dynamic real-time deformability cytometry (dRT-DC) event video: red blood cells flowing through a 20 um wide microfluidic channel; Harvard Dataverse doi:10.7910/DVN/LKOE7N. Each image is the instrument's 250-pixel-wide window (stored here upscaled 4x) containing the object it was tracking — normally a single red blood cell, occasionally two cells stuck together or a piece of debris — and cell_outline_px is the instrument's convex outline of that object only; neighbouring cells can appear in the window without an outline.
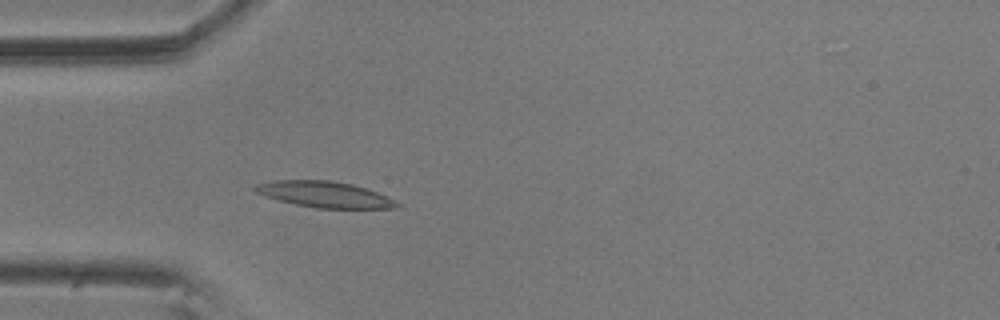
{"species": "common noctule bat (a hibernating species)", "species_latin": "Nyctalus noctula", "temperature_condition": "room temperature", "stored_images_in_passage": 57, "camera_frame_rate_fps": 3000, "um_per_image_px": 0.085, "animal": {"sex": "male", "body_mass_g": 20.5, "forearm_length_mm": 52.5}, "frame": {"image": 1, "passage_image": 16, "time_ms": 5.0, "image_size_px": [1000, 320], "cell_outline_px": [[400, 204], [396, 208], [316, 208], [296, 204], [264, 196], [256, 192], [252, 188], [256, 184], [272, 180], [328, 180], [352, 184], [376, 192], [396, 200]], "centroid_in_image_um": [27.56, 16.52], "position_along_channel_um": 57.4, "area_um2": 21.33}}
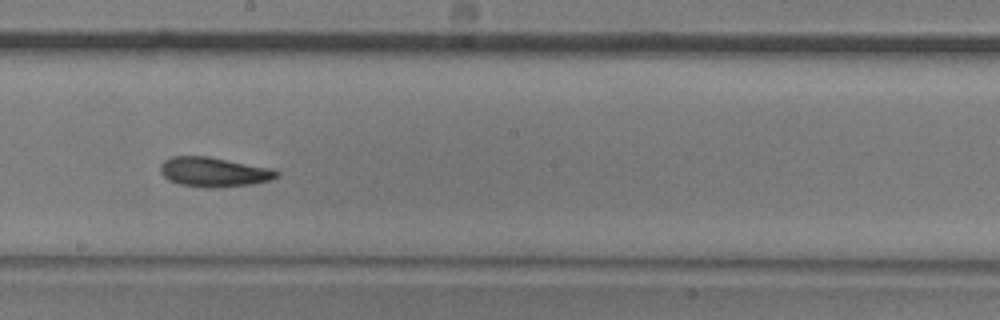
{"frame": {"image": 2, "passage_image": 31, "time_ms": 10.0, "image_size_px": [1000, 320], "cell_outline_px": [[280, 176], [272, 180], [252, 184], [204, 188], [180, 184], [168, 180], [160, 172], [160, 164], [164, 160], [172, 156], [208, 156], [272, 168], [280, 172]], "centroid_in_image_um": [18.19, 14.61], "position_along_channel_um": 230.0, "area_um2": 20.17}}
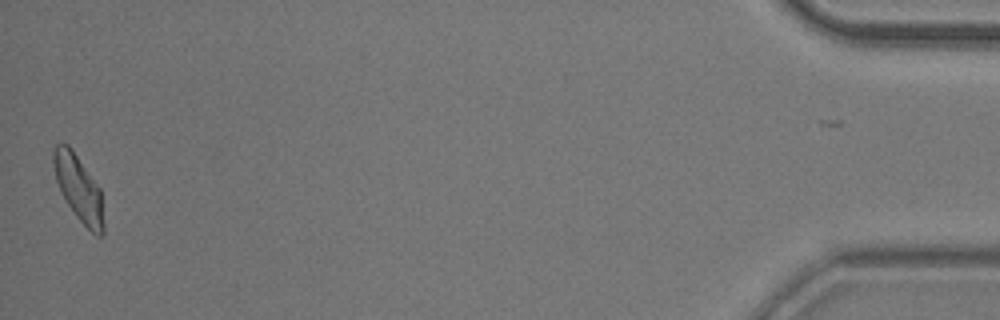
{"frame": {"image": 3, "passage_image": 56, "time_ms": 18.333, "image_size_px": [1000, 320], "cell_outline_px": [[104, 236], [96, 236], [76, 216], [60, 192], [56, 180], [52, 160], [52, 152], [56, 144], [68, 144], [72, 148], [100, 188], [104, 224]], "centroid_in_image_um": [6.68, 16.0], "position_along_channel_um": 428.5, "area_um2": 19.25}, "authors_computed_cell_mechanics": {"area_um2": 19.8254, "velocity_mm_per_s": 3.508, "shape_relaxation_time_tau1_ms": 4.918, "shape_relaxation_time_tau2_ms": 4.0632, "deformation_change_tau1": 0.1542, "deformation_change_tau2": 0.1136}}